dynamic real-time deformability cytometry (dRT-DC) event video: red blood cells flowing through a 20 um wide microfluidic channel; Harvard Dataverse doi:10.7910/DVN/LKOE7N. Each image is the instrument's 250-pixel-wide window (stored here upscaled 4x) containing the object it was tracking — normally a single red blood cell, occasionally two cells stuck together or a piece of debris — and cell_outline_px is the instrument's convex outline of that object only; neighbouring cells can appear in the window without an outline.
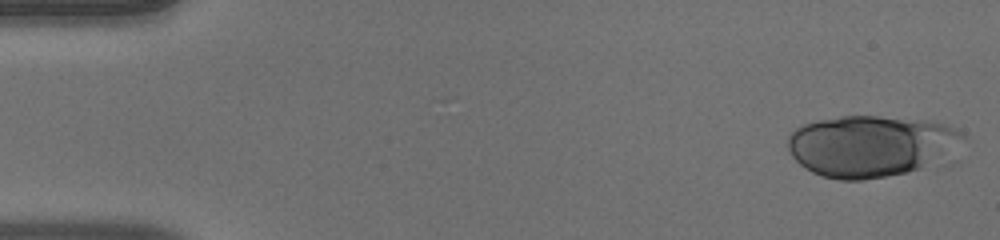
{"species": "human", "species_latin": "Homo sapiens", "temperature_condition": "warm", "stored_images_in_passage": 44, "camera_frame_rate_fps": 3000, "um_per_image_px": 0.085, "donor": {"sex": "male"}, "frame": {"image": 1, "passage_image": 1, "time_ms": 0.0, "image_size_px": [1000, 240], "cell_outline_px": [[968, 136], [920, 168], [908, 172], [888, 176], [864, 180], [840, 180], [824, 176], [812, 172], [800, 164], [792, 156], [788, 148], [788, 136], [796, 128], [804, 124], [816, 120], [840, 116], [880, 116], [928, 120], [944, 124], [956, 128], [964, 132]], "centroid_in_image_um": [73.93, 12.38], "position_along_channel_um": 11.1, "area_um2": 61.73}}
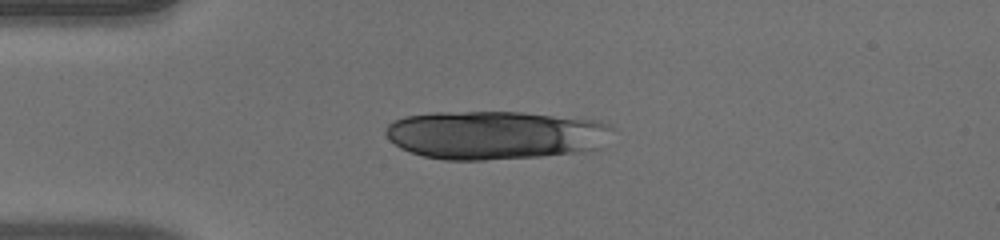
{"frame": {"image": 2, "passage_image": 12, "time_ms": 3.667, "image_size_px": [1000, 240], "cell_outline_px": [[616, 128], [604, 148], [584, 152], [540, 156], [484, 160], [444, 160], [424, 156], [400, 148], [384, 132], [384, 128], [388, 124], [404, 116], [432, 112], [520, 112], [600, 120], [612, 124]], "centroid_in_image_um": [42.21, 11.47], "position_along_channel_um": 42.8, "area_um2": 65.08}}